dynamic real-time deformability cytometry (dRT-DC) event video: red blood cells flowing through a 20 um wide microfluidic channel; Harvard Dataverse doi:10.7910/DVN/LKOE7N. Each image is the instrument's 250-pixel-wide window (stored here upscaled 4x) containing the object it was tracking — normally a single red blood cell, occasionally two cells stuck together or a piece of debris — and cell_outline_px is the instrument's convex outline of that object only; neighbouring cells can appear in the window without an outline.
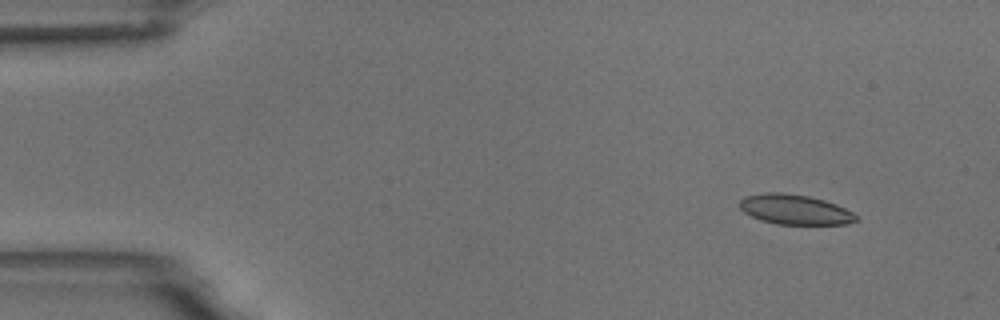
{"species": "common noctule bat (a hibernating species)", "species_latin": "Nyctalus noctula", "temperature_condition": "room temperature", "stored_images_in_passage": 3, "camera_frame_rate_fps": 3000, "um_per_image_px": 0.085, "animal": {"sex": "male", "body_mass_g": 18.8}, "frame": {"image": 1, "passage_image": 1, "time_ms": 0.0, "image_size_px": [1000, 320], "cell_outline_px": [[860, 220], [848, 224], [776, 224], [760, 220], [744, 212], [740, 208], [740, 200], [748, 196], [768, 192], [780, 192], [808, 196], [824, 200], [836, 204], [852, 212]], "centroid_in_image_um": [67.59, 17.82], "position_along_channel_um": 17.4, "area_um2": 20.17}}